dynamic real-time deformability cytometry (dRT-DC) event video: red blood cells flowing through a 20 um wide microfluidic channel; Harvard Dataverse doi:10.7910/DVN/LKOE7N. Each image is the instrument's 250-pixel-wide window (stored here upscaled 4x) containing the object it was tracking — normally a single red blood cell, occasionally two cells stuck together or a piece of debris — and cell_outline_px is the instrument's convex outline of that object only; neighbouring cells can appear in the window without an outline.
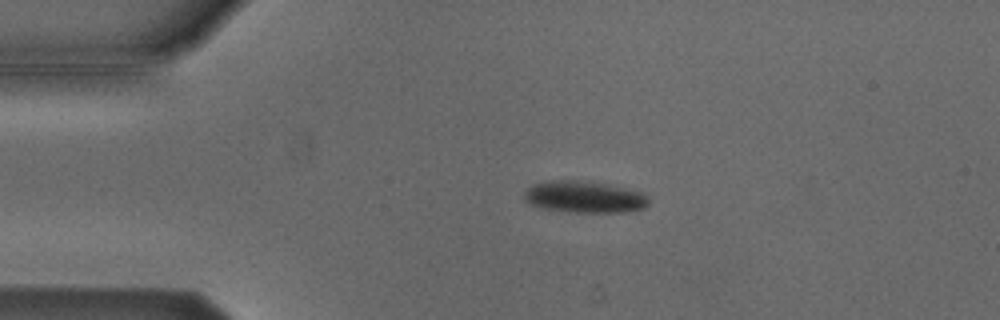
{"species": "Egyptian fruit bat (a non-hibernating species)", "species_latin": "Rousettus aegyptiacus", "temperature_condition": "cold", "stored_images_in_passage": 4, "camera_frame_rate_fps": 3000, "um_per_image_px": 0.085, "animal": {"sex": "male"}, "frame": {"image": 1, "passage_image": 4, "time_ms": 1.0, "image_size_px": [1000, 320], "cell_outline_px": [[648, 204], [644, 208], [624, 212], [568, 212], [540, 208], [528, 204], [524, 200], [524, 192], [532, 184], [552, 180], [576, 180], [604, 184], [644, 192], [648, 200]], "centroid_in_image_um": [49.62, 16.75], "position_along_channel_um": 35.4, "area_um2": 23.06}}